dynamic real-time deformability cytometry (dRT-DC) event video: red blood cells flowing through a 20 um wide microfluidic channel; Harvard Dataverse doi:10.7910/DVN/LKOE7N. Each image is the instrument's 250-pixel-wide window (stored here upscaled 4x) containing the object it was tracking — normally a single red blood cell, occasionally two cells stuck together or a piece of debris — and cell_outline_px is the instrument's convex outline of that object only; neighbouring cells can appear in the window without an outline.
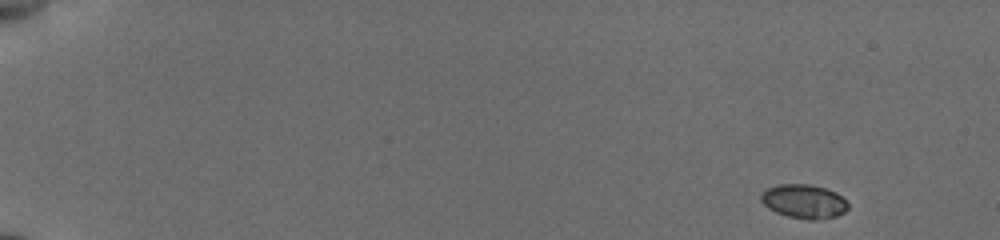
{"species": "common noctule bat (a hibernating species)", "species_latin": "Nyctalus noctula", "temperature_condition": "cold", "stored_images_in_passage": 52, "camera_frame_rate_fps": 3000, "um_per_image_px": 0.085, "animal": {"sex": "female", "body_mass_g": 19.5, "forearm_length_mm": 54.1}, "frame": {"image": 1, "passage_image": 1, "time_ms": 0.0, "image_size_px": [1000, 240], "cell_outline_px": [[848, 208], [844, 212], [836, 216], [816, 220], [808, 220], [788, 216], [776, 212], [768, 208], [760, 200], [760, 192], [776, 184], [808, 184], [824, 188], [836, 192], [848, 204]], "centroid_in_image_um": [68.3, 17.11], "position_along_channel_um": 16.7, "area_um2": 17.22}}
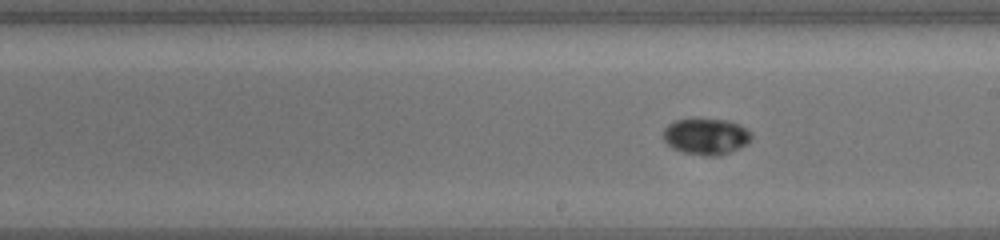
{"frame": {"image": 2, "passage_image": 30, "time_ms": 9.667, "image_size_px": [1000, 240], "cell_outline_px": [[752, 140], [748, 144], [740, 148], [720, 156], [708, 156], [684, 152], [672, 148], [660, 136], [660, 132], [668, 124], [676, 120], [728, 120], [740, 124], [748, 128], [752, 132]], "centroid_in_image_um": [60.04, 11.61], "position_along_channel_um": 229.0, "area_um2": 18.9}}
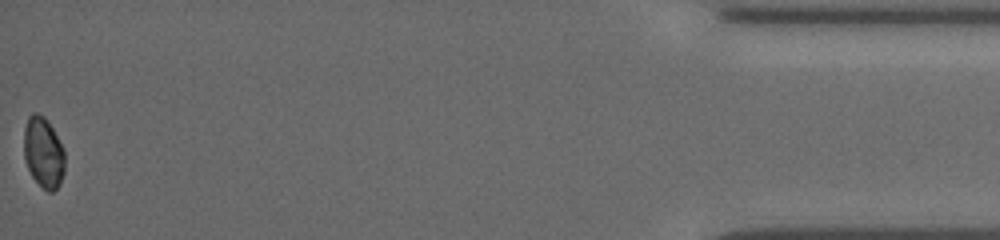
{"frame": {"image": 3, "passage_image": 52, "time_ms": 17.0, "image_size_px": [1000, 240], "cell_outline_px": [[64, 172], [60, 184], [52, 192], [48, 192], [32, 176], [24, 160], [24, 128], [28, 116], [32, 112], [36, 112], [44, 116], [52, 128], [64, 148]], "centroid_in_image_um": [3.68, 12.94], "position_along_channel_um": 431.5, "area_um2": 16.88}, "authors_computed_cell_mechanics": {"area_um2": 17.5134, "velocity_mm_per_s": 3.8237, "shape_relaxation_time_tau1_ms": 7.2606, "shape_relaxation_time_tau2_ms": null, "deformation_change_tau1": 0.0629, "deformation_change_tau2": null}}